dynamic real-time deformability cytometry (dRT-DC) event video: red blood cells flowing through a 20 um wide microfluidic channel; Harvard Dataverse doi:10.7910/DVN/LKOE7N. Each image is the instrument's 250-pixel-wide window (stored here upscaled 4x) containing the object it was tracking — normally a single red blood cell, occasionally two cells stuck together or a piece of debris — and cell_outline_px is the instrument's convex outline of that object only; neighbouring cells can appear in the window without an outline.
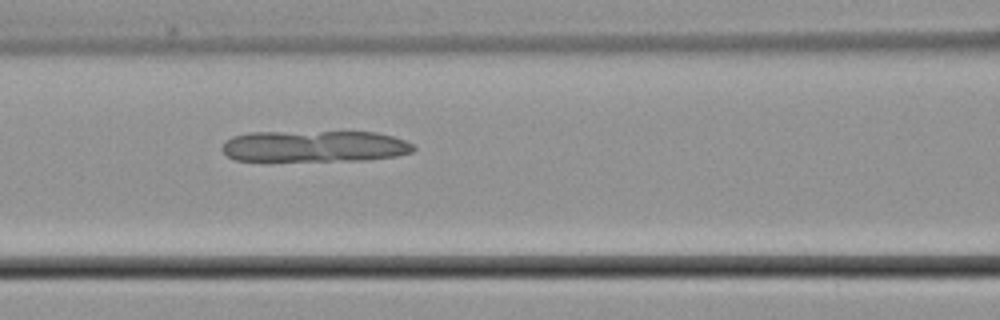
{"species": "common noctule bat (a hibernating species)", "species_latin": "Nyctalus noctula", "temperature_condition": "cold", "stored_images_in_passage": 8, "segment_of_instrument_passage": [2, 2], "camera_frame_rate_fps": 3000, "um_per_image_px": 0.085, "animal": {"sex": "male", "body_mass_g": 21.5, "forearm_length_mm": 52.0}, "frame": {"image": 1, "passage_image": 8, "time_ms": 9.667, "image_size_px": [1000, 320], "cell_outline_px": [[416, 148], [412, 152], [396, 156], [364, 160], [268, 164], [236, 160], [228, 156], [220, 148], [232, 136], [248, 132], [376, 132], [392, 136], [404, 140], [412, 144]], "centroid_in_image_um": [26.64, 12.49], "position_along_channel_um": 140.0, "area_um2": 36.65}}